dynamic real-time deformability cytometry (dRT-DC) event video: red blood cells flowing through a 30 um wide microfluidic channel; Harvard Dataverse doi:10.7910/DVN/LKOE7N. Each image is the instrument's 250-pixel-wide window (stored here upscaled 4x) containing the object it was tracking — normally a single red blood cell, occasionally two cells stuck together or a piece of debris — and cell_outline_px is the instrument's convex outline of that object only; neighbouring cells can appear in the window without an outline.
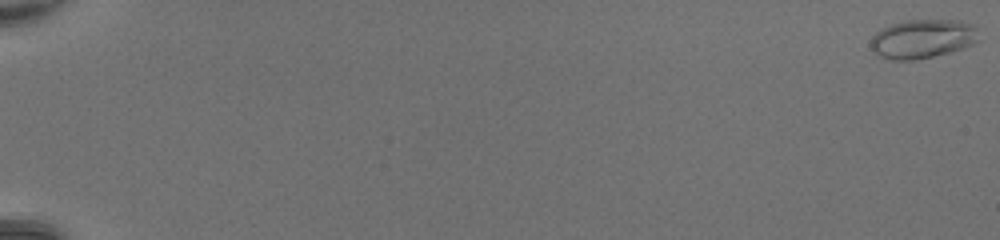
{"species": "common noctule bat (a hibernating species)", "species_latin": "Nyctalus noctula", "temperature_condition": "room temperature", "stored_images_in_passage": 50, "camera_frame_rate_fps": 3000, "um_per_image_px": 0.085, "animal": {"sex": "female", "body_mass_g": 20.0, "forearm_length_mm": 54.0}, "frame": {"image": 1, "passage_image": 1, "time_ms": 0.0, "image_size_px": [1000, 240], "cell_outline_px": [[980, 40], [972, 44], [948, 52], [932, 56], [912, 60], [888, 60], [872, 52], [868, 44], [872, 36], [876, 32], [892, 24], [908, 20], [960, 20], [972, 24], [976, 28]], "centroid_in_image_um": [78.38, 3.3], "position_along_channel_um": 6.6, "area_um2": 24.57}}
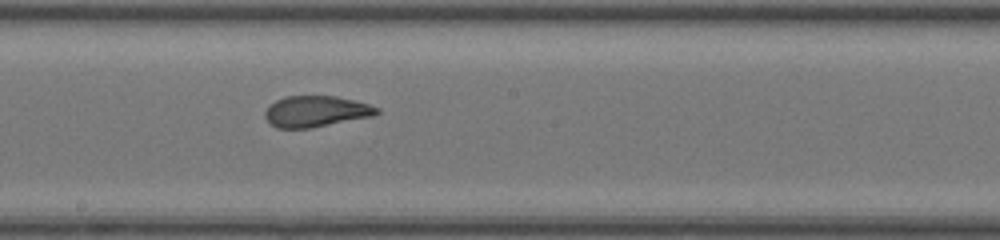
{"frame": {"image": 2, "passage_image": 31, "time_ms": 10.0, "image_size_px": [1000, 240], "cell_outline_px": [[380, 112], [372, 116], [308, 128], [276, 128], [264, 116], [264, 112], [268, 104], [284, 96], [336, 96], [368, 104], [380, 108]], "centroid_in_image_um": [26.81, 9.45], "position_along_channel_um": 221.4, "area_um2": 20.11}}
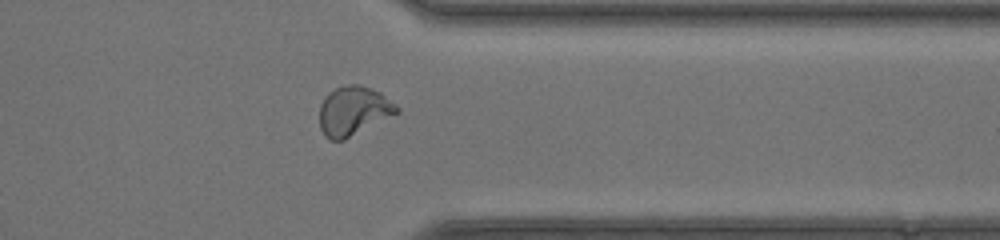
{"frame": {"image": 3, "passage_image": 42, "time_ms": 13.667, "image_size_px": [1000, 240], "cell_outline_px": [[400, 112], [344, 140], [332, 140], [324, 136], [320, 128], [320, 104], [324, 96], [328, 92], [336, 88], [348, 84], [360, 84], [372, 88], [380, 92], [396, 104], [400, 108]], "centroid_in_image_um": [30.04, 9.41], "position_along_channel_um": 381.4, "area_um2": 22.31}, "authors_computed_cell_mechanics": {"area_um2": 21.9062, "velocity_mm_per_s": 4.4069, "shape_relaxation_time_tau1_ms": null, "shape_relaxation_time_tau2_ms": 0.7948, "deformation_change_tau1": null, "deformation_change_tau2": 0.0667}}